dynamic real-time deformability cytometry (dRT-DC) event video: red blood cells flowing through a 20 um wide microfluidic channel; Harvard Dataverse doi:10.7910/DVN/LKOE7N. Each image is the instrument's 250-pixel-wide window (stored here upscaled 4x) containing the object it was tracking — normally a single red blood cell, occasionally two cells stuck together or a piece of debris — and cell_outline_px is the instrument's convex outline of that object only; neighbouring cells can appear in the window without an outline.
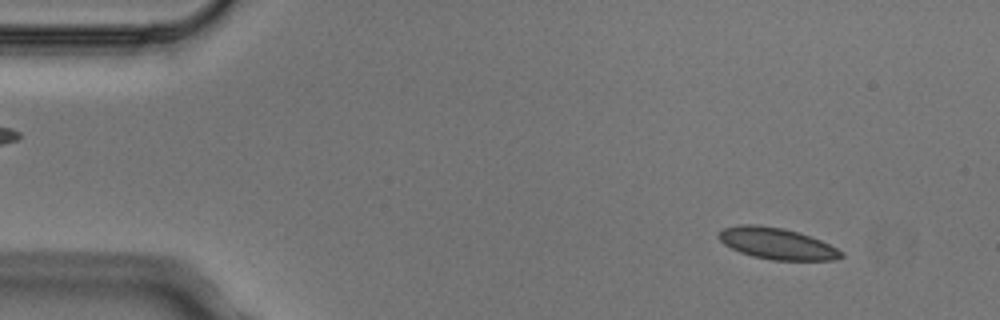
{"species": "Egyptian fruit bat (a non-hibernating species)", "species_latin": "Rousettus aegyptiacus", "temperature_condition": "cold", "stored_images_in_passage": 4, "camera_frame_rate_fps": 3000, "um_per_image_px": 0.085, "animal": {"sex": "male"}, "frame": {"image": 1, "passage_image": 1, "time_ms": 0.0, "image_size_px": [1000, 320], "cell_outline_px": [[844, 256], [832, 260], [772, 260], [752, 256], [740, 252], [724, 244], [716, 236], [724, 228], [740, 224], [756, 224], [784, 228], [820, 240], [844, 252]], "centroid_in_image_um": [66.01, 20.7], "position_along_channel_um": 19.0, "area_um2": 22.25}}
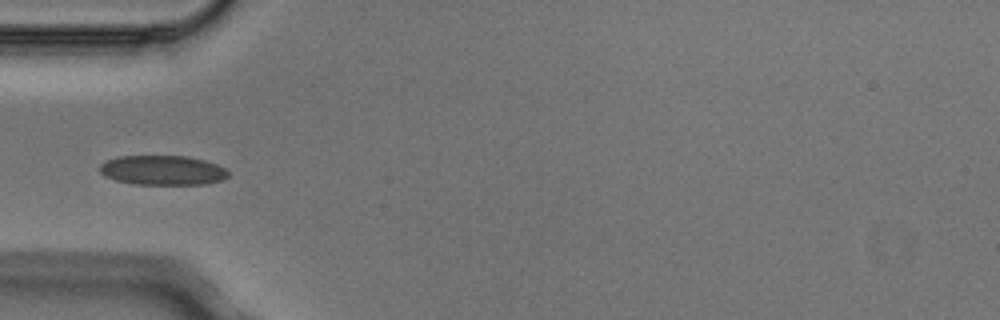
{"frame": {"image": 2, "passage_image": 4, "time_ms": 1.0, "image_size_px": [1000, 320], "cell_outline_px": [[228, 176], [220, 180], [204, 184], [132, 184], [116, 180], [104, 176], [100, 172], [100, 164], [116, 156], [188, 156], [204, 160], [216, 164], [224, 168], [228, 172]], "centroid_in_image_um": [13.79, 14.47], "position_along_channel_um": 71.2, "area_um2": 22.08}}